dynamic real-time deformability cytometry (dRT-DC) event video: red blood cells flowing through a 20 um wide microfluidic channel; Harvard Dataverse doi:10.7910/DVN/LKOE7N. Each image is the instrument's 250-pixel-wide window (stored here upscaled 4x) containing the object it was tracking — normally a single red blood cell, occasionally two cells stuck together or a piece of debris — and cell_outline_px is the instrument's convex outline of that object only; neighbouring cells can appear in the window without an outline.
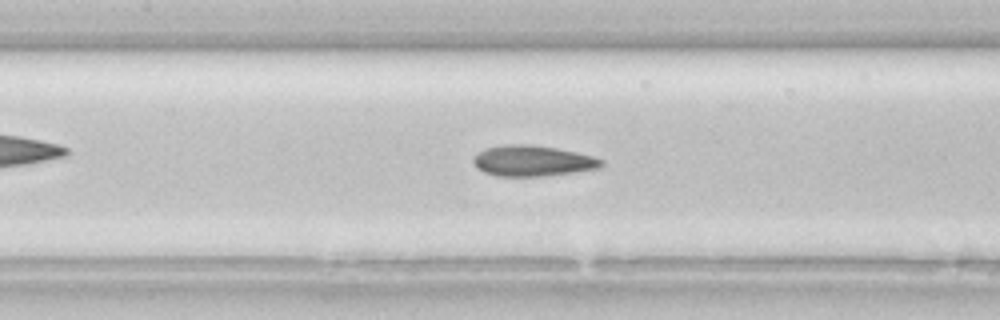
{"species": "common noctule bat (a hibernating species)", "species_latin": "Nyctalus noctula", "temperature_condition": "room temperature", "stored_images_in_passage": 34, "camera_frame_rate_fps": 3000, "um_per_image_px": 0.085, "animal": {"sex": "female", "body_mass_g": 22.7, "forearm_length_mm": 54.2}, "frame": {"image": 1, "passage_image": 14, "time_ms": 4.333, "image_size_px": [1000, 320], "cell_outline_px": [[604, 164], [600, 168], [544, 176], [496, 176], [484, 172], [476, 168], [472, 160], [484, 148], [504, 144], [532, 144], [556, 148], [576, 152], [592, 156], [604, 160]], "centroid_in_image_um": [45.26, 13.67], "position_along_channel_um": 162.1, "area_um2": 23.0}}
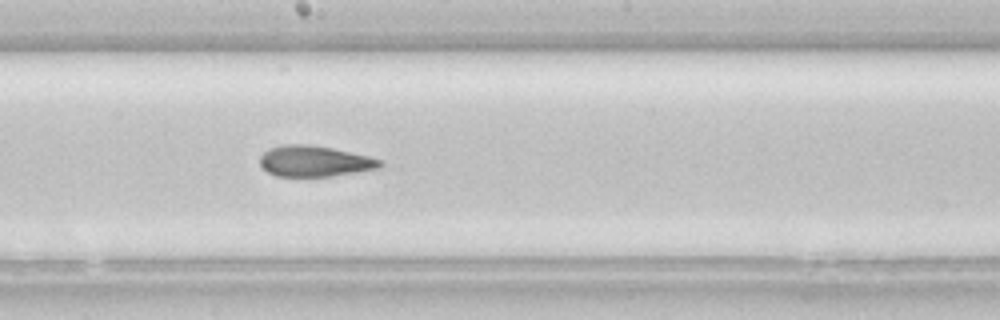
{"frame": {"image": 2, "passage_image": 18, "time_ms": 5.667, "image_size_px": [1000, 320], "cell_outline_px": [[384, 164], [380, 168], [332, 176], [276, 176], [268, 172], [260, 164], [260, 156], [268, 148], [284, 144], [308, 144], [332, 148], [368, 156], [380, 160]], "centroid_in_image_um": [26.72, 13.69], "position_along_channel_um": 221.5, "area_um2": 21.56}}